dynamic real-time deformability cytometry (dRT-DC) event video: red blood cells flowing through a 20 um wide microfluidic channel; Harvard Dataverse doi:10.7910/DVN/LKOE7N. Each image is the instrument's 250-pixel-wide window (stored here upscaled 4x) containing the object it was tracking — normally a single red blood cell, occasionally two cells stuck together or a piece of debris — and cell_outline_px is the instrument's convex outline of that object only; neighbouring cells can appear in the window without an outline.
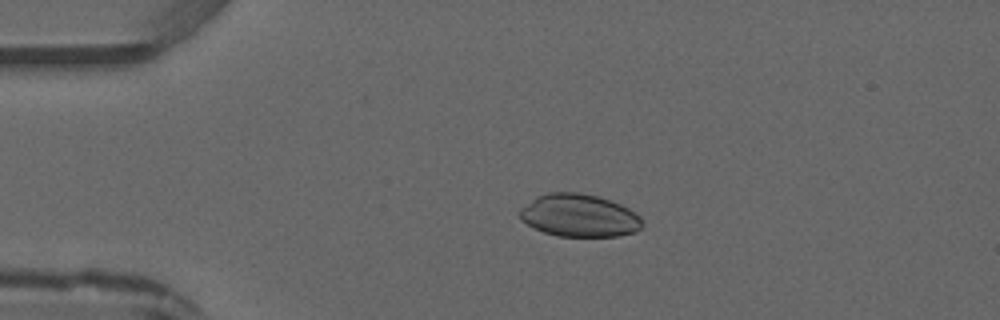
{"species": "common noctule bat (a hibernating species)", "species_latin": "Nyctalus noctula", "temperature_condition": "warm", "stored_images_in_passage": 3, "camera_frame_rate_fps": 3000, "um_per_image_px": 0.085, "animal": {"sex": "male", "forearm_length_mm": 52.5}, "frame": {"image": 1, "passage_image": 2, "time_ms": 2.333, "image_size_px": [1000, 320], "cell_outline_px": [[644, 220], [640, 228], [636, 232], [620, 236], [556, 236], [544, 232], [520, 220], [520, 208], [536, 196], [548, 192], [576, 192], [596, 196], [620, 204], [628, 208], [640, 216]], "centroid_in_image_um": [49.23, 18.32], "position_along_channel_um": 35.8, "area_um2": 30.46}}